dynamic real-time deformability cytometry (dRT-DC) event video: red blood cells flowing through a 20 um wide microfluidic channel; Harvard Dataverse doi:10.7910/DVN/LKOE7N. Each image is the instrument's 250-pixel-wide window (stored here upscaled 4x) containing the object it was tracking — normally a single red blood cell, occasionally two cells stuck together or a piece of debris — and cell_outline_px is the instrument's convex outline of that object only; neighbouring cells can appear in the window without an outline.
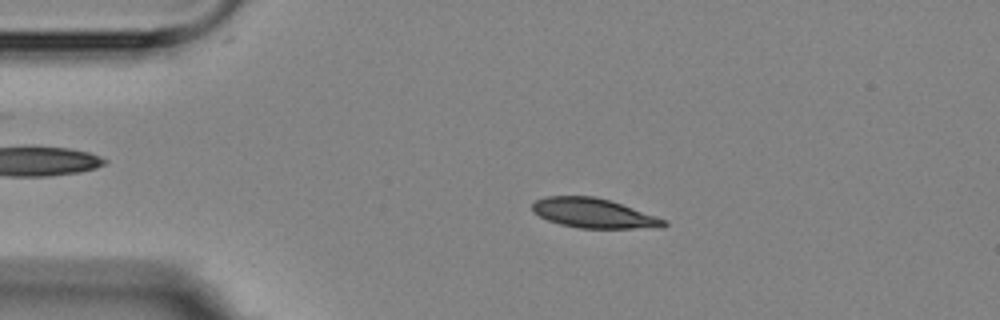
{"species": "Egyptian fruit bat (a non-hibernating species)", "species_latin": "Rousettus aegyptiacus", "temperature_condition": "room temperature", "stored_images_in_passage": 4, "camera_frame_rate_fps": 3000, "um_per_image_px": 0.085, "animal": {"sex": "female"}, "frame": {"image": 1, "passage_image": 3, "time_ms": 3.333, "image_size_px": [1000, 320], "cell_outline_px": [[668, 224], [664, 228], [580, 228], [560, 224], [548, 220], [532, 212], [532, 204], [536, 200], [544, 196], [592, 196], [608, 200], [668, 220]], "centroid_in_image_um": [50.47, 18.13], "position_along_channel_um": 34.5, "area_um2": 22.6}}